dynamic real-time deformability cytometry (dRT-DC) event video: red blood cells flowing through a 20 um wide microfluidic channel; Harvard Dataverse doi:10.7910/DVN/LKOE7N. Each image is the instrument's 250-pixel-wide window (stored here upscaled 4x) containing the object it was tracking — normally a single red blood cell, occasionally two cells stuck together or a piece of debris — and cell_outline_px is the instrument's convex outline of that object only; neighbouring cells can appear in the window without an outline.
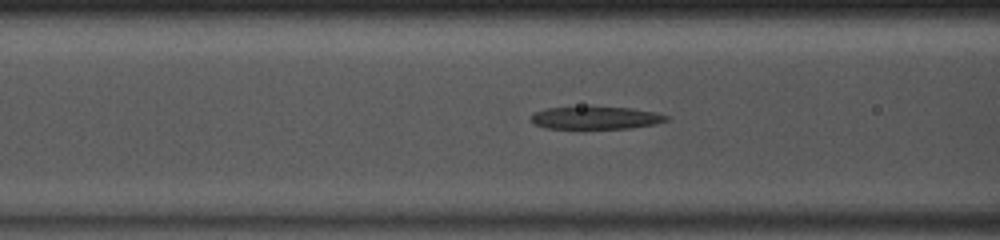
{"species": "common noctule bat (a hibernating species)", "species_latin": "Nyctalus noctula", "temperature_condition": "room temperature", "stored_images_in_passage": 41, "camera_frame_rate_fps": 3000, "um_per_image_px": 0.085, "animal": {"sex": "male", "body_mass_g": 13.0, "forearm_length_mm": 53.1}, "frame": {"image": 1, "passage_image": 20, "time_ms": 6.333, "image_size_px": [1000, 240], "cell_outline_px": [[668, 120], [652, 124], [632, 128], [544, 128], [532, 124], [532, 116], [536, 112], [548, 108], [592, 104], [632, 108], [652, 112], [668, 116]], "centroid_in_image_um": [50.59, 9.97], "position_along_channel_um": 116.0, "area_um2": 18.38}}
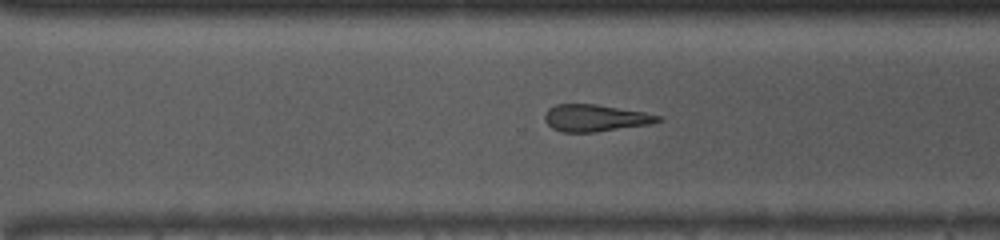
{"frame": {"image": 2, "passage_image": 35, "time_ms": 11.333, "image_size_px": [1000, 240], "cell_outline_px": [[664, 120], [652, 124], [596, 132], [564, 132], [552, 128], [544, 120], [544, 116], [548, 108], [556, 104], [596, 104], [644, 112], [664, 116]], "centroid_in_image_um": [50.65, 10.03], "position_along_channel_um": 320.0, "area_um2": 17.98}}
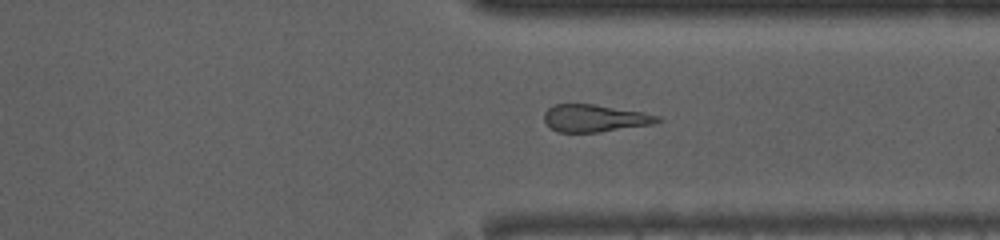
{"frame": {"image": 3, "passage_image": 38, "time_ms": 12.333, "image_size_px": [1000, 240], "cell_outline_px": [[660, 120], [652, 124], [596, 132], [556, 132], [544, 120], [544, 112], [548, 108], [556, 104], [592, 104], [640, 112], [660, 116]], "centroid_in_image_um": [50.5, 10.05], "position_along_channel_um": 360.9, "area_um2": 17.63}}